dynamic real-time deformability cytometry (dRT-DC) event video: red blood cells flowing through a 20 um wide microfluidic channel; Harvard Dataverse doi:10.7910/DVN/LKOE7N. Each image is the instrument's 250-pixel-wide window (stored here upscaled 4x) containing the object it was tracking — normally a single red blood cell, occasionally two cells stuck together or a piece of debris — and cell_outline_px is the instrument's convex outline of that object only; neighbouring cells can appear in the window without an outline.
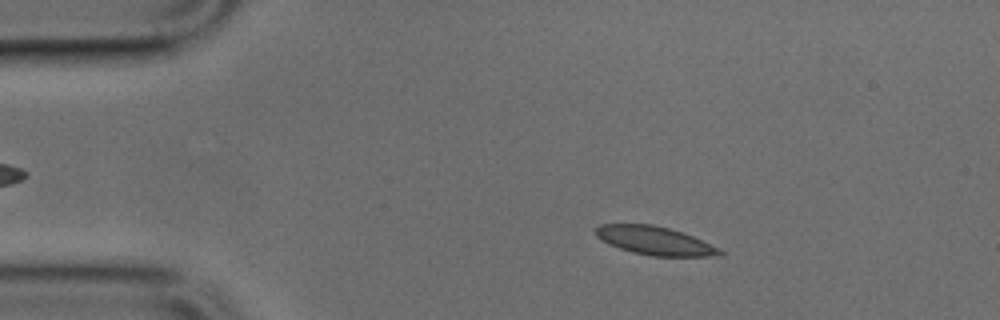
{"species": "common noctule bat (a hibernating species)", "species_latin": "Nyctalus noctula", "temperature_condition": "cold", "stored_images_in_passage": 49, "camera_frame_rate_fps": 3000, "um_per_image_px": 0.085, "animal": {"sex": "male", "body_mass_g": 17.9, "forearm_length_mm": 54.2}, "frame": {"image": 1, "passage_image": 8, "time_ms": 2.333, "image_size_px": [1000, 320], "cell_outline_px": [[724, 256], [652, 256], [632, 252], [608, 244], [600, 240], [596, 236], [596, 228], [600, 224], [652, 224], [668, 228], [692, 236], [720, 248], [724, 252]], "centroid_in_image_um": [55.66, 20.46], "position_along_channel_um": 29.3, "area_um2": 20.52}}
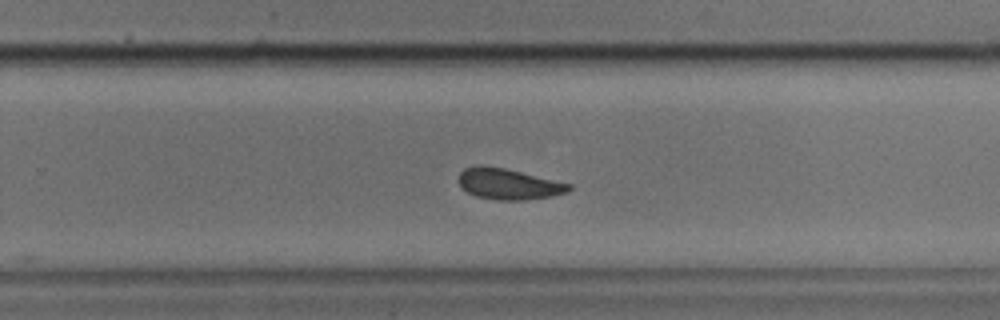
{"frame": {"image": 2, "passage_image": 31, "time_ms": 10.0, "image_size_px": [1000, 320], "cell_outline_px": [[572, 188], [568, 192], [552, 196], [524, 200], [500, 200], [476, 196], [468, 192], [456, 180], [460, 172], [464, 168], [476, 164], [480, 164], [504, 168], [572, 184]], "centroid_in_image_um": [43.2, 15.62], "position_along_channel_um": 286.6, "area_um2": 19.94}}
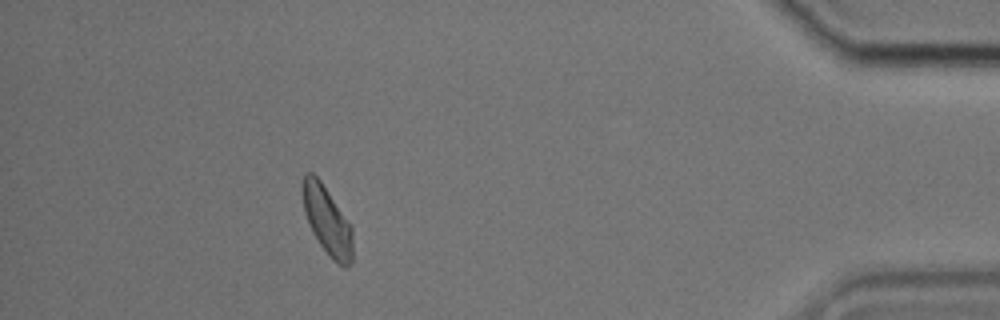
{"frame": {"image": 3, "passage_image": 44, "time_ms": 14.333, "image_size_px": [1000, 320], "cell_outline_px": [[352, 264], [344, 268], [320, 244], [312, 232], [304, 212], [300, 188], [300, 184], [304, 172], [312, 172], [320, 180], [352, 224]], "centroid_in_image_um": [27.78, 18.66], "position_along_channel_um": 407.4, "area_um2": 20.17}}